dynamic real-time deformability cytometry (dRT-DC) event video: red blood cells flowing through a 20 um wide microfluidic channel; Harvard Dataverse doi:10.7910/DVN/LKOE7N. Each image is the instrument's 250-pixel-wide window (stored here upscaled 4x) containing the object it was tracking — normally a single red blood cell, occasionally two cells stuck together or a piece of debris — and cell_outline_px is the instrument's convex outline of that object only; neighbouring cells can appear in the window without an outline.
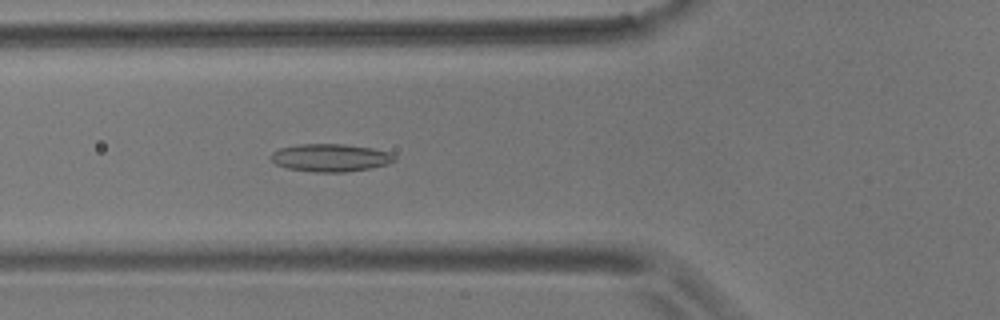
{"species": "common noctule bat (a hibernating species)", "species_latin": "Nyctalus noctula", "temperature_condition": "room temperature", "stored_images_in_passage": 7, "camera_frame_rate_fps": 3000, "um_per_image_px": 0.085, "animal": {"sex": "male", "body_mass_g": 17.9}, "frame": {"image": 1, "passage_image": 6, "time_ms": 6.0, "image_size_px": [1000, 320], "cell_outline_px": [[396, 160], [388, 164], [368, 168], [344, 172], [316, 172], [288, 168], [276, 164], [268, 156], [272, 152], [280, 148], [300, 144], [344, 144], [372, 148], [392, 152], [396, 156]], "centroid_in_image_um": [28.1, 13.4], "position_along_channel_um": 97.7, "area_um2": 20.0}}